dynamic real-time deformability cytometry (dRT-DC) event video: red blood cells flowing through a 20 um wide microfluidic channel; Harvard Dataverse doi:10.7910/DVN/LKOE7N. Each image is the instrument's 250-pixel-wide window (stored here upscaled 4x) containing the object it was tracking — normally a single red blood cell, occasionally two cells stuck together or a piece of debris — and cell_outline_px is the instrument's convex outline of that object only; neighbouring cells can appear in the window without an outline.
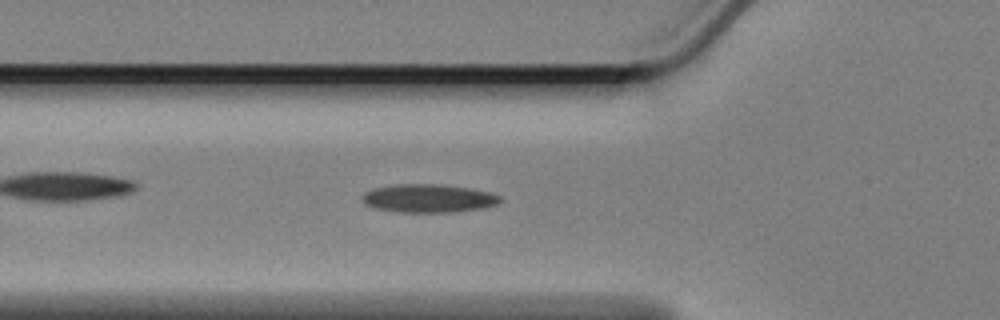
{"species": "Egyptian fruit bat (a non-hibernating species)", "species_latin": "Rousettus aegyptiacus", "temperature_condition": "cold", "stored_images_in_passage": 52, "camera_frame_rate_fps": 3000, "um_per_image_px": 0.085, "animal": {"sex": "female"}, "frame": {"image": 1, "passage_image": 19, "time_ms": 6.0, "image_size_px": [1000, 320], "cell_outline_px": [[504, 200], [496, 204], [484, 208], [456, 212], [400, 212], [376, 208], [364, 204], [360, 196], [364, 192], [372, 188], [396, 184], [444, 184], [468, 188], [488, 192], [500, 196]], "centroid_in_image_um": [36.4, 16.85], "position_along_channel_um": 89.4, "area_um2": 22.95}}
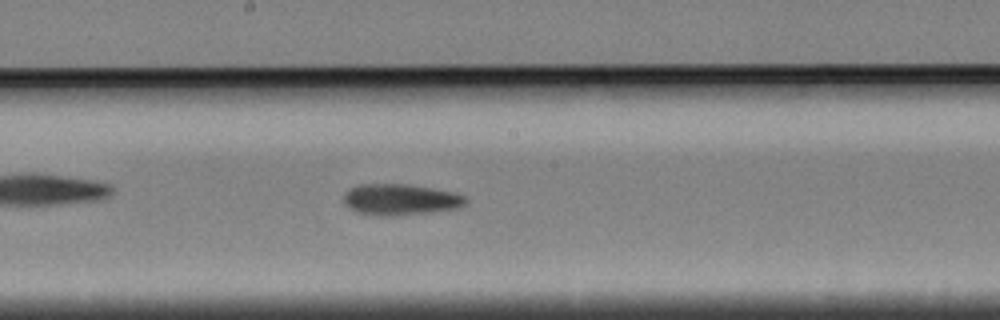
{"frame": {"image": 2, "passage_image": 30, "time_ms": 9.667, "image_size_px": [1000, 320], "cell_outline_px": [[468, 200], [460, 208], [388, 216], [376, 216], [356, 212], [348, 208], [344, 204], [344, 192], [348, 188], [356, 184], [412, 184], [456, 192], [464, 196]], "centroid_in_image_um": [33.99, 16.94], "position_along_channel_um": 214.2, "area_um2": 22.43}}
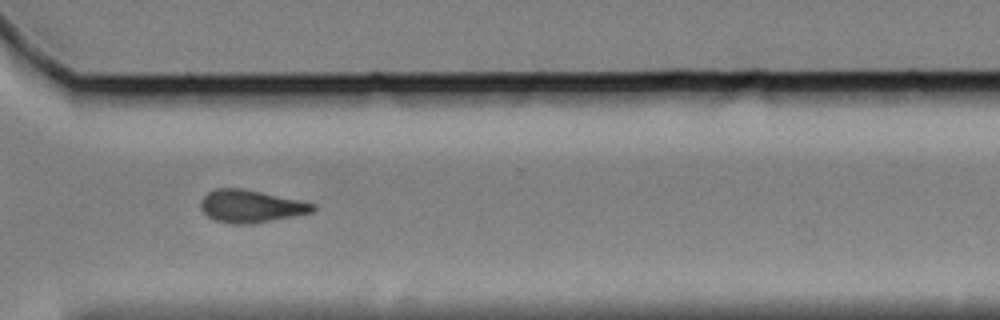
{"frame": {"image": 3, "passage_image": 42, "time_ms": 13.667, "image_size_px": [1000, 320], "cell_outline_px": [[316, 208], [312, 212], [296, 216], [252, 224], [232, 224], [216, 220], [208, 216], [200, 208], [200, 200], [208, 192], [216, 188], [244, 188], [300, 200], [316, 204]], "centroid_in_image_um": [21.33, 17.53], "position_along_channel_um": 349.3, "area_um2": 21.44}, "authors_computed_cell_mechanics": {"area_um2": 21.4727, "velocity_mm_per_s": 3.3832, "shape_relaxation_time_tau1_ms": null, "shape_relaxation_time_tau2_ms": 11.0001, "deformation_change_tau1": null, "deformation_change_tau2": 0.2099}}